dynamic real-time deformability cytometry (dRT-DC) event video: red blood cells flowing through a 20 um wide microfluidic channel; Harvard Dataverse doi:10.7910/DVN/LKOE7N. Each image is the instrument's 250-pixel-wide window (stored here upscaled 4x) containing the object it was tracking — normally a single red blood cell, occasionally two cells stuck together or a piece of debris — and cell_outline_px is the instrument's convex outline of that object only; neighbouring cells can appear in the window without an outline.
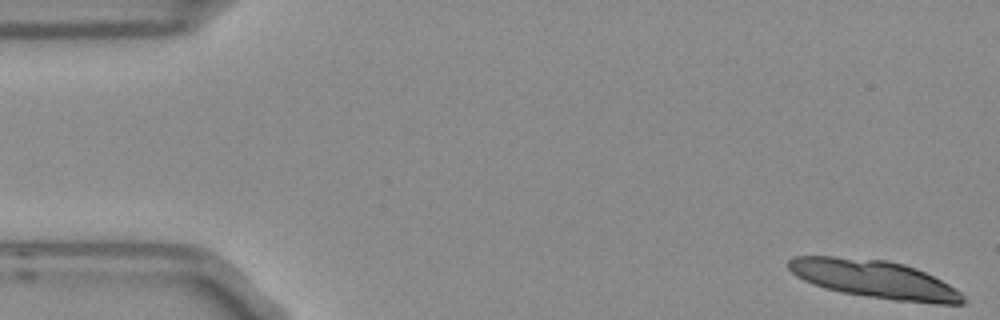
{"species": "Egyptian fruit bat (a non-hibernating species)", "species_latin": "Rousettus aegyptiacus", "temperature_condition": "room temperature", "stored_images_in_passage": 15, "camera_frame_rate_fps": 3000, "um_per_image_px": 0.085, "frame": {"image": 1, "passage_image": 1, "time_ms": 0.0, "image_size_px": [1000, 320], "cell_outline_px": [[968, 300], [964, 304], [936, 304], [896, 300], [840, 292], [824, 288], [812, 284], [796, 276], [788, 268], [788, 260], [792, 256], [832, 256], [888, 260], [904, 264], [916, 268], [948, 284], [960, 292]], "centroid_in_image_um": [74.32, 23.73], "position_along_channel_um": 10.7, "area_um2": 38.61}}